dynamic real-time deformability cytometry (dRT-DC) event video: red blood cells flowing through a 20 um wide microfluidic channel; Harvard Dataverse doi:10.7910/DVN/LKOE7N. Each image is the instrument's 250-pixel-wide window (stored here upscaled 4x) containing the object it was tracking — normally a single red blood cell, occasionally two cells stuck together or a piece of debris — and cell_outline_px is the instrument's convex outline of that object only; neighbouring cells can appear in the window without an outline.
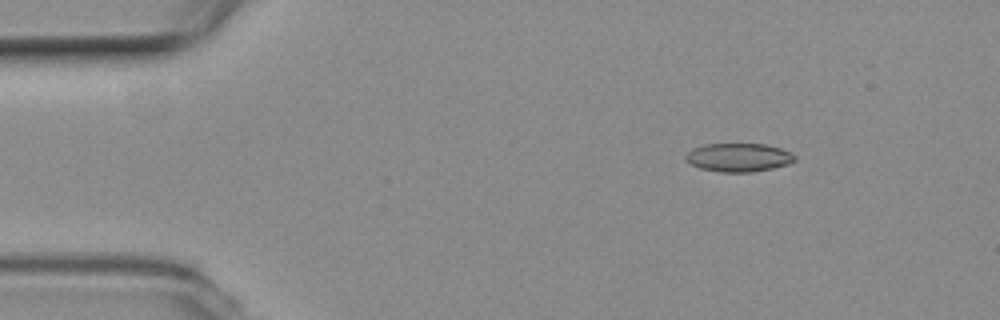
{"species": "common noctule bat (a hibernating species)", "species_latin": "Nyctalus noctula", "temperature_condition": "room temperature", "stored_images_in_passage": 50, "camera_frame_rate_fps": 3000, "um_per_image_px": 0.085, "animal": {"sex": "female", "body_mass_g": 19.3, "forearm_length_mm": 54.1}, "frame": {"image": 1, "passage_image": 8, "time_ms": 2.333, "image_size_px": [1000, 320], "cell_outline_px": [[796, 160], [788, 164], [772, 168], [752, 172], [720, 172], [700, 168], [684, 160], [684, 156], [692, 148], [704, 144], [768, 144], [792, 152], [796, 156]], "centroid_in_image_um": [62.78, 13.37], "position_along_channel_um": 22.2, "area_um2": 18.26}}
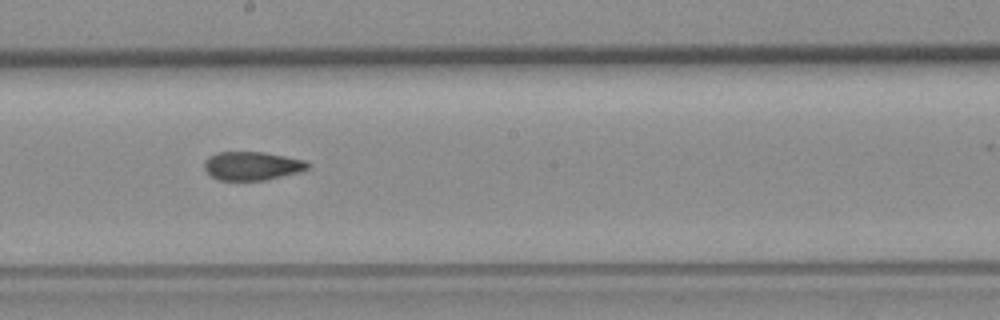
{"frame": {"image": 2, "passage_image": 31, "time_ms": 10.0, "image_size_px": [1000, 320], "cell_outline_px": [[308, 168], [296, 172], [264, 180], [220, 180], [212, 176], [204, 168], [204, 160], [208, 156], [216, 152], [264, 152], [304, 160], [308, 164]], "centroid_in_image_um": [21.36, 14.08], "position_along_channel_um": 226.8, "area_um2": 16.94}}
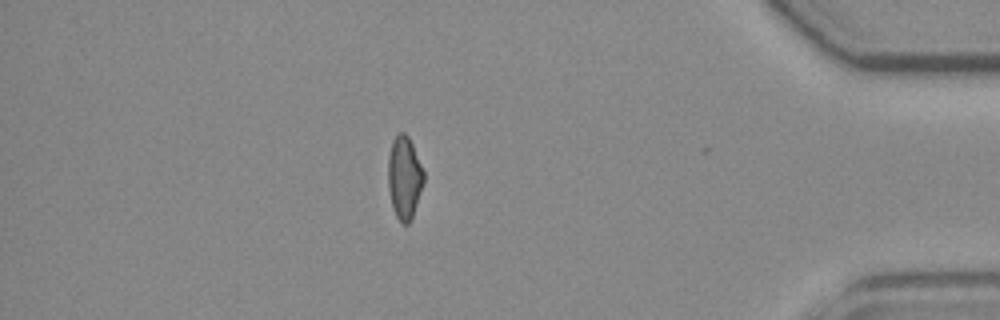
{"frame": {"image": 3, "passage_image": 49, "time_ms": 16.0, "image_size_px": [1000, 320], "cell_outline_px": [[424, 180], [412, 216], [408, 224], [400, 224], [392, 208], [388, 188], [388, 156], [392, 140], [400, 132], [404, 132], [408, 136], [412, 144], [424, 172]], "centroid_in_image_um": [34.34, 15.1], "position_along_channel_um": 400.9, "area_um2": 17.11}, "authors_computed_cell_mechanics": {"area_um2": 17.8891, "velocity_mm_per_s": 3.6454, "shape_relaxation_time_tau1_ms": null, "shape_relaxation_time_tau2_ms": 2.7107, "deformation_change_tau1": null, "deformation_change_tau2": 0.0803}}